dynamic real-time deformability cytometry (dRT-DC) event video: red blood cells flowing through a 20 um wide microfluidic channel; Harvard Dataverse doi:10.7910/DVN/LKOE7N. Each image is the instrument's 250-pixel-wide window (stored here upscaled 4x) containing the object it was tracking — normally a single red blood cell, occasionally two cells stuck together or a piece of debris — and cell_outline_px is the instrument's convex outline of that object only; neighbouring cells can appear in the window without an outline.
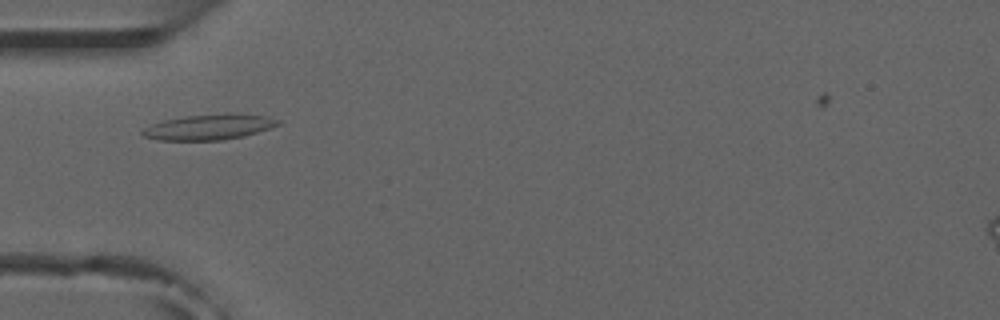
{"species": "common noctule bat (a hibernating species)", "species_latin": "Nyctalus noctula", "temperature_condition": "room temperature", "stored_images_in_passage": 4, "camera_frame_rate_fps": 3000, "um_per_image_px": 0.085, "animal": {"sex": "male", "forearm_length_mm": 52.5}, "frame": {"image": 1, "passage_image": 2, "time_ms": 1.0, "image_size_px": [1000, 320], "cell_outline_px": [[280, 124], [272, 128], [244, 136], [224, 140], [160, 140], [144, 136], [140, 132], [144, 128], [152, 124], [164, 120], [184, 116], [228, 112], [268, 116], [280, 120]], "centroid_in_image_um": [17.83, 10.78], "position_along_channel_um": 67.2, "area_um2": 20.4}}
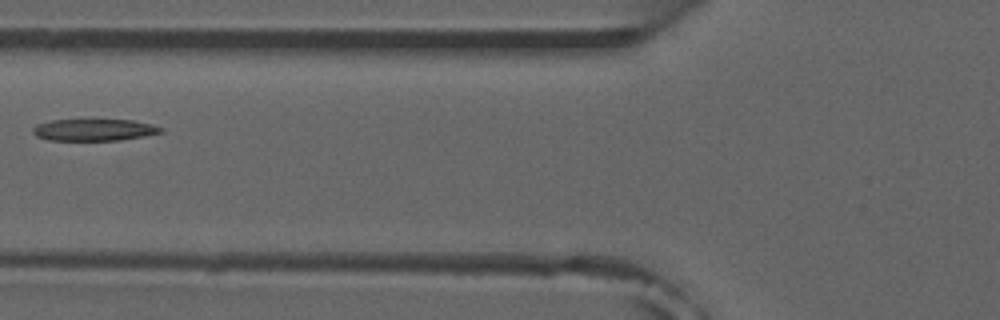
{"frame": {"image": 2, "passage_image": 3, "time_ms": 2.333, "image_size_px": [1000, 320], "cell_outline_px": [[164, 132], [144, 136], [120, 140], [48, 140], [36, 136], [32, 132], [32, 128], [36, 124], [52, 120], [88, 116], [132, 120], [152, 124], [164, 128]], "centroid_in_image_um": [7.98, 10.97], "position_along_channel_um": 117.8, "area_um2": 17.46}}
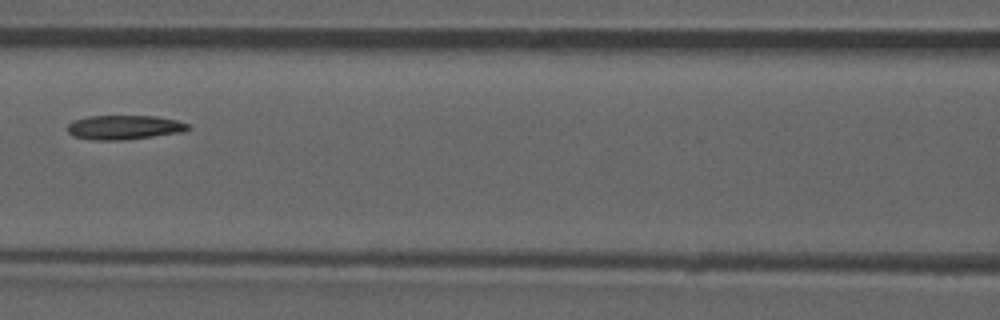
{"frame": {"image": 3, "passage_image": 4, "time_ms": 3.333, "image_size_px": [1000, 320], "cell_outline_px": [[192, 128], [184, 132], [120, 140], [96, 140], [72, 136], [68, 132], [68, 124], [72, 120], [88, 116], [156, 116], [176, 120], [192, 124]], "centroid_in_image_um": [10.59, 10.81], "position_along_channel_um": 156.0, "area_um2": 17.17}}